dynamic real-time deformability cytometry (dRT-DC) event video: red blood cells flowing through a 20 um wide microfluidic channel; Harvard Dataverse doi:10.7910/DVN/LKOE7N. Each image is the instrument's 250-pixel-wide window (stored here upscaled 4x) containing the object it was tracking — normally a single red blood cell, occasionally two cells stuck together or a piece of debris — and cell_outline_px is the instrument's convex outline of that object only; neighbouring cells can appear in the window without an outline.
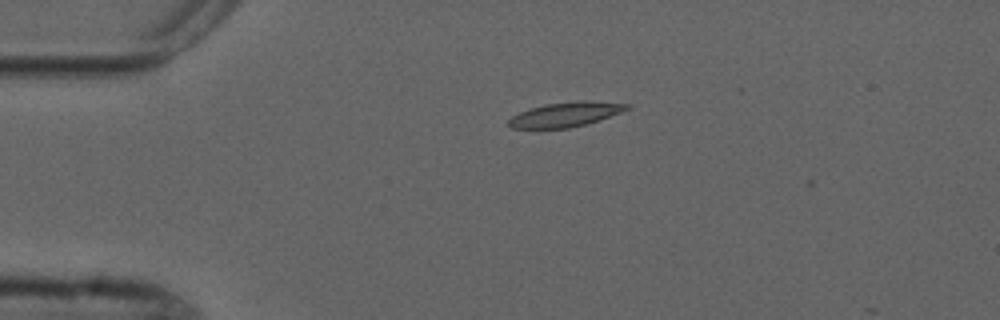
{"species": "common noctule bat (a hibernating species)", "species_latin": "Nyctalus noctula", "temperature_condition": "cold", "stored_images_in_passage": 4, "camera_frame_rate_fps": 3000, "um_per_image_px": 0.085, "animal": {"sex": "male", "forearm_length_mm": 52.5}, "frame": {"image": 1, "passage_image": 3, "time_ms": 2.333, "image_size_px": [1000, 320], "cell_outline_px": [[632, 108], [584, 124], [568, 128], [512, 128], [508, 124], [508, 120], [512, 116], [520, 112], [544, 104], [580, 100], [632, 104]], "centroid_in_image_um": [48.07, 9.71], "position_along_channel_um": 36.9, "area_um2": 16.65}}